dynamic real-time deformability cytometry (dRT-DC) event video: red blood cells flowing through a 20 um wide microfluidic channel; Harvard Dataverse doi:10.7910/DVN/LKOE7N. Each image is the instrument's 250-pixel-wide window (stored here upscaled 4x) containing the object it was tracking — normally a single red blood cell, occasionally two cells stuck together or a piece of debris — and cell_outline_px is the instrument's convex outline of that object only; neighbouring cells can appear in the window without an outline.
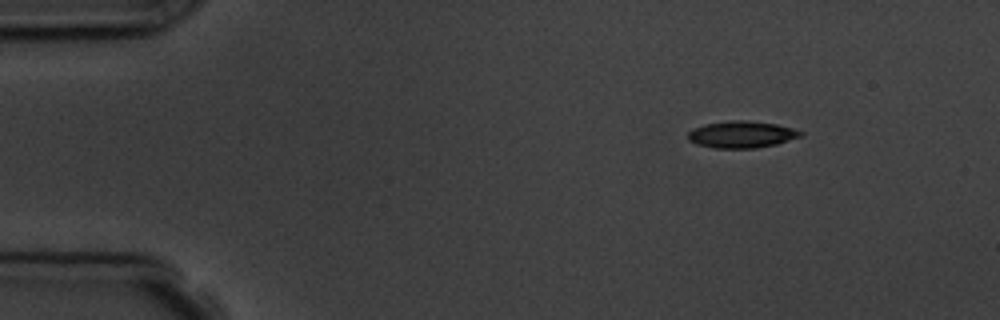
{"species": "common noctule bat (a hibernating species)", "species_latin": "Nyctalus noctula", "temperature_condition": "room temperature", "stored_images_in_passage": 6, "camera_frame_rate_fps": 3000, "um_per_image_px": 0.085, "animal": {"sex": "male", "body_mass_g": 19.5, "forearm_length_mm": 54.6}, "frame": {"image": 1, "passage_image": 1, "time_ms": 0.0, "image_size_px": [1000, 320], "cell_outline_px": [[804, 132], [800, 136], [776, 144], [756, 148], [716, 148], [696, 144], [688, 140], [688, 132], [692, 128], [704, 124], [732, 120], [744, 120], [776, 124], [792, 128]], "centroid_in_image_um": [62.99, 11.42], "position_along_channel_um": 22.0, "area_um2": 17.51}}
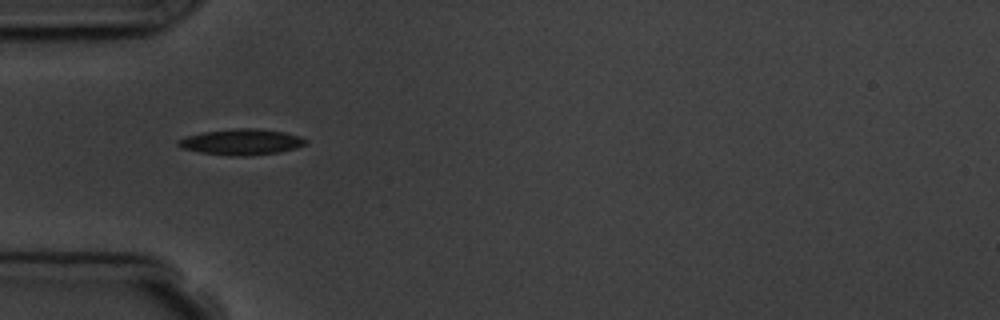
{"frame": {"image": 2, "passage_image": 4, "time_ms": 3.333, "image_size_px": [1000, 320], "cell_outline_px": [[308, 144], [296, 148], [280, 152], [244, 156], [236, 156], [200, 152], [180, 148], [176, 144], [176, 140], [188, 136], [204, 132], [232, 128], [256, 128], [284, 132], [300, 136], [308, 140]], "centroid_in_image_um": [20.54, 12.06], "position_along_channel_um": 64.5, "area_um2": 19.31}}